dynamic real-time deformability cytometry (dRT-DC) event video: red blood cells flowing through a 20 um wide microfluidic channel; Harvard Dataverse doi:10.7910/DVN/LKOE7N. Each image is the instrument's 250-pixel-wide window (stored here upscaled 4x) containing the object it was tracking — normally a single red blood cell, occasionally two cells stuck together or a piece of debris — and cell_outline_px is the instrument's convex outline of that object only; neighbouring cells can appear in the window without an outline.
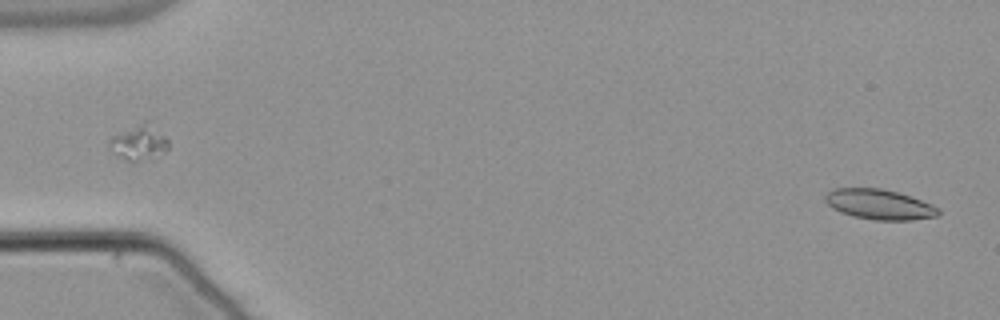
{"species": "common noctule bat (a hibernating species)", "species_latin": "Nyctalus noctula", "temperature_condition": "warm", "stored_images_in_passage": 54, "camera_frame_rate_fps": 3000, "um_per_image_px": 0.085, "animal": {"sex": "male", "body_mass_g": 21.5, "forearm_length_mm": 52.0}, "frame": {"image": 1, "passage_image": 2, "time_ms": 0.333, "image_size_px": [1000, 320], "cell_outline_px": [[940, 212], [936, 216], [912, 220], [876, 220], [852, 216], [840, 212], [832, 208], [824, 200], [824, 196], [832, 188], [880, 188], [896, 192], [932, 204], [940, 208]], "centroid_in_image_um": [74.71, 17.37], "position_along_channel_um": 10.3, "area_um2": 19.83}}
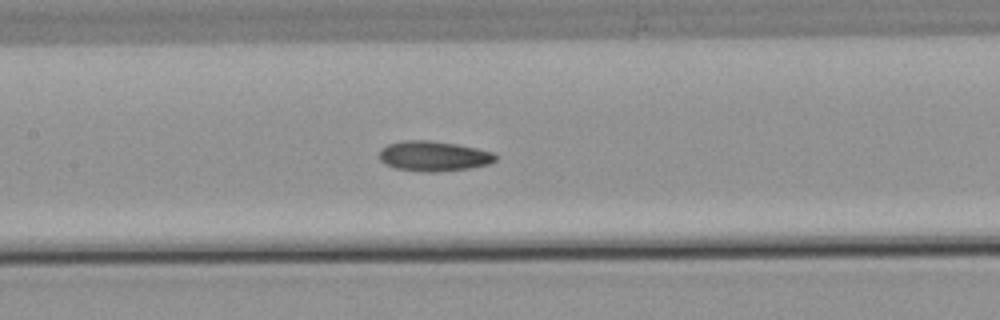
{"frame": {"image": 2, "passage_image": 26, "time_ms": 8.333, "image_size_px": [1000, 320], "cell_outline_px": [[496, 160], [488, 164], [468, 168], [436, 172], [424, 172], [396, 168], [384, 164], [380, 160], [380, 148], [388, 144], [404, 140], [428, 140], [456, 144], [476, 148], [492, 152], [496, 156]], "centroid_in_image_um": [36.82, 13.26], "position_along_channel_um": 170.6, "area_um2": 20.29}}
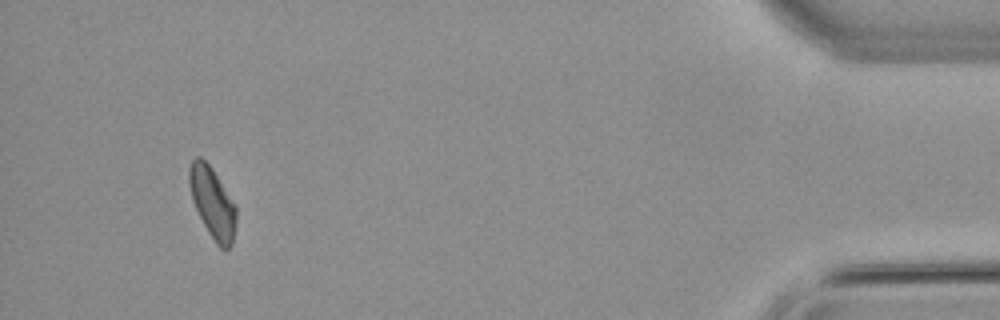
{"frame": {"image": 3, "passage_image": 51, "time_ms": 16.667, "image_size_px": [1000, 320], "cell_outline_px": [[236, 224], [232, 244], [228, 248], [220, 248], [216, 244], [208, 232], [192, 200], [188, 184], [188, 168], [192, 160], [196, 156], [200, 156], [212, 168], [236, 208]], "centroid_in_image_um": [18.03, 17.22], "position_along_channel_um": 417.2, "area_um2": 19.13}, "authors_computed_cell_mechanics": {"area_um2": 19.652, "velocity_mm_per_s": 3.811, "shape_relaxation_time_tau1_ms": 6.6901, "shape_relaxation_time_tau2_ms": 3.7628, "deformation_change_tau1": 0.1617, "deformation_change_tau2": 0.107}}